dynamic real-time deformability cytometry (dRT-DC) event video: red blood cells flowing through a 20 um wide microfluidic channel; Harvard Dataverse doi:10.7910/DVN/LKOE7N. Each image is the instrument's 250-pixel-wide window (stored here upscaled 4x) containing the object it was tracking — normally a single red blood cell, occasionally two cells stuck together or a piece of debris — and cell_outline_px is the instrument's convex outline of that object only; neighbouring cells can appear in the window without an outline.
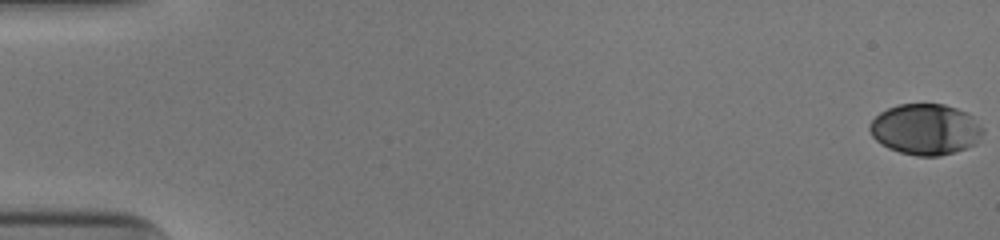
{"species": "human", "species_latin": "Homo sapiens", "temperature_condition": "cold", "stored_images_in_passage": 53, "camera_frame_rate_fps": 3000, "um_per_image_px": 0.085, "donor": {"sex": "male"}, "frame": {"image": 1, "passage_image": 1, "time_ms": 0.0, "image_size_px": [1000, 240], "cell_outline_px": [[984, 132], [980, 140], [976, 144], [968, 148], [940, 156], [916, 156], [900, 152], [888, 148], [880, 144], [872, 136], [868, 128], [868, 124], [880, 112], [888, 108], [900, 104], [944, 104], [968, 112], [984, 128]], "centroid_in_image_um": [78.69, 11.0], "position_along_channel_um": 6.3, "area_um2": 33.99}}
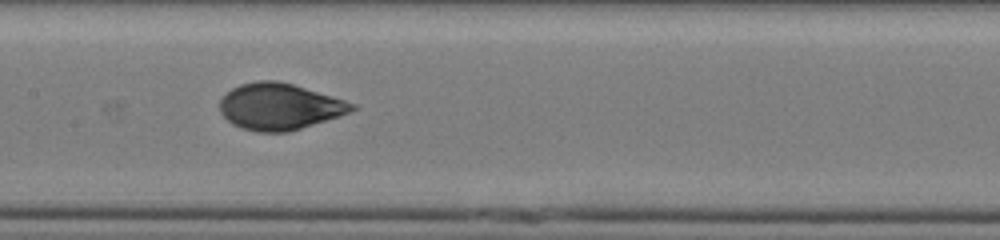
{"frame": {"image": 2, "passage_image": 28, "time_ms": 9.0, "image_size_px": [1000, 240], "cell_outline_px": [[356, 108], [340, 116], [288, 132], [256, 132], [240, 128], [232, 124], [220, 112], [220, 100], [232, 88], [240, 84], [256, 80], [276, 80], [292, 84], [332, 96], [356, 104]], "centroid_in_image_um": [23.73, 9.06], "position_along_channel_um": 183.7, "area_um2": 35.6}}
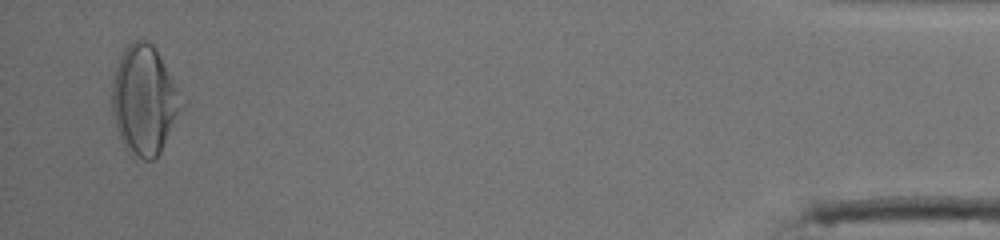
{"frame": {"image": 3, "passage_image": 52, "time_ms": 17.0, "image_size_px": [1000, 240], "cell_outline_px": [[188, 100], [160, 152], [152, 160], [144, 160], [132, 156], [124, 148], [120, 140], [116, 128], [112, 112], [112, 84], [116, 68], [120, 56], [124, 48], [132, 40], [144, 40], [152, 44], [156, 48]], "centroid_in_image_um": [12.32, 8.51], "position_along_channel_um": 422.9, "area_um2": 45.37}, "authors_computed_cell_mechanics": {"area_um2": 35.4892, "velocity_mm_per_s": 3.9407, "shape_relaxation_time_tau1_ms": 3.6435, "shape_relaxation_time_tau2_ms": 0.7452, "deformation_change_tau1": 0.174, "deformation_change_tau2": 0.0395}}